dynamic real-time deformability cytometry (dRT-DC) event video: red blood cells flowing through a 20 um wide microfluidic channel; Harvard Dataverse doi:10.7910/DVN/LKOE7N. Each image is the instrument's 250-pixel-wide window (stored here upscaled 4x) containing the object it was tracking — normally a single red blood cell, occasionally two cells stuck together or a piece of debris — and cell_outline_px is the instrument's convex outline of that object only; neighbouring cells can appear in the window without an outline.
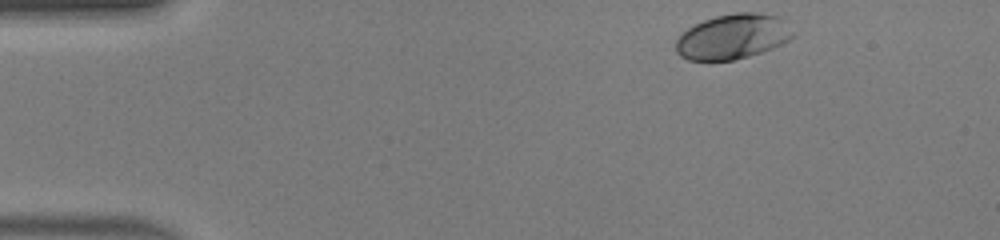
{"species": "human", "species_latin": "Homo sapiens", "temperature_condition": "warm", "stored_images_in_passage": 43, "camera_frame_rate_fps": 3000, "um_per_image_px": 0.085, "donor": {"sex": "male"}, "frame": {"image": 1, "passage_image": 1, "time_ms": 0.0, "image_size_px": [1000, 240], "cell_outline_px": [[796, 36], [772, 48], [748, 56], [732, 60], [688, 60], [680, 56], [676, 52], [676, 40], [688, 28], [704, 20], [716, 16], [736, 12], [756, 12], [780, 16]], "centroid_in_image_um": [62.29, 3.1], "position_along_channel_um": 22.7, "area_um2": 30.52}}
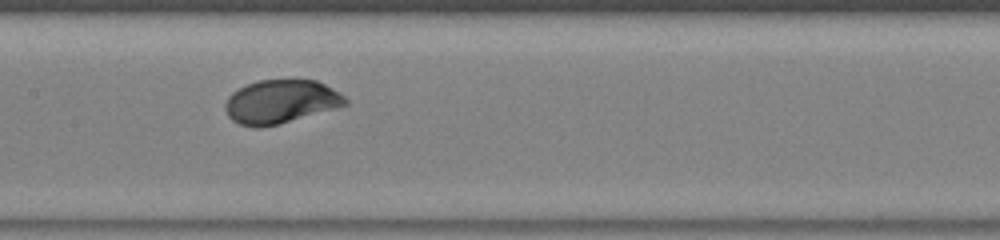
{"frame": {"image": 2, "passage_image": 19, "time_ms": 6.0, "image_size_px": [1000, 240], "cell_outline_px": [[348, 104], [336, 108], [280, 124], [260, 128], [252, 128], [240, 124], [232, 120], [228, 116], [224, 108], [224, 104], [228, 96], [232, 92], [248, 84], [260, 80], [316, 80], [340, 92], [348, 100]], "centroid_in_image_um": [23.85, 8.66], "position_along_channel_um": 183.6, "area_um2": 30.63}}
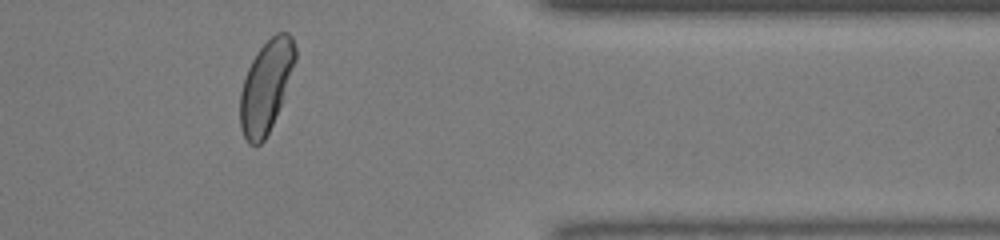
{"frame": {"image": 3, "passage_image": 35, "time_ms": 11.333, "image_size_px": [1000, 240], "cell_outline_px": [[296, 60], [280, 104], [272, 124], [264, 140], [260, 144], [248, 144], [240, 128], [240, 92], [244, 76], [252, 60], [260, 48], [276, 32], [288, 32], [292, 36], [296, 48]], "centroid_in_image_um": [22.6, 7.32], "position_along_channel_um": 388.8, "area_um2": 29.07}, "authors_computed_cell_mechanics": {"area_um2": 30.5184, "velocity_mm_per_s": 4.1754, "shape_relaxation_time_tau1_ms": 1.5669, "shape_relaxation_time_tau2_ms": null, "deformation_change_tau1": 0.123, "deformation_change_tau2": null}}